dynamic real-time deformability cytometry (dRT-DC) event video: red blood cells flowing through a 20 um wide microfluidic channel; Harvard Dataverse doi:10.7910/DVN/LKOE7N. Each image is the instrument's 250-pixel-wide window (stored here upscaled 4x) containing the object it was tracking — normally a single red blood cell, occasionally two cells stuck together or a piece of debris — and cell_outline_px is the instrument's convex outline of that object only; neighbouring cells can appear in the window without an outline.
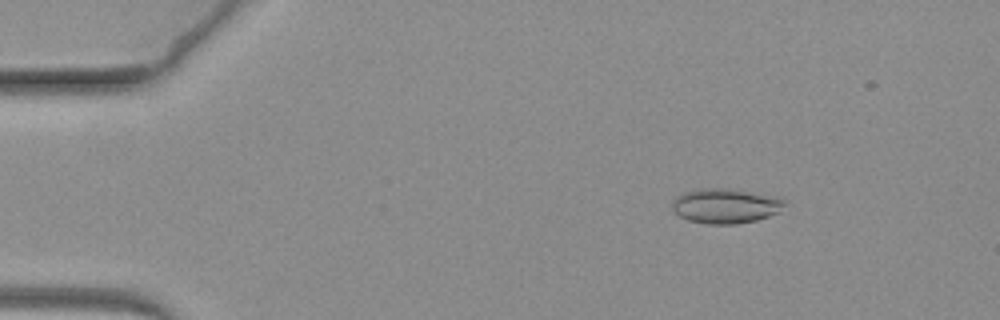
{"species": "common noctule bat (a hibernating species)", "species_latin": "Nyctalus noctula", "temperature_condition": "warm", "stored_images_in_passage": 12, "camera_frame_rate_fps": 3000, "um_per_image_px": 0.085, "animal": {"sex": "female", "body_mass_g": 19.3, "forearm_length_mm": 54.1}, "frame": {"image": 1, "passage_image": 10, "time_ms": 3.0, "image_size_px": [1000, 320], "cell_outline_px": [[784, 204], [780, 212], [756, 220], [736, 224], [708, 224], [688, 220], [680, 216], [672, 208], [672, 200], [676, 196], [684, 192], [700, 188], [728, 188], [776, 196], [784, 200]], "centroid_in_image_um": [61.65, 17.49], "position_along_channel_um": 23.3, "area_um2": 22.83}}